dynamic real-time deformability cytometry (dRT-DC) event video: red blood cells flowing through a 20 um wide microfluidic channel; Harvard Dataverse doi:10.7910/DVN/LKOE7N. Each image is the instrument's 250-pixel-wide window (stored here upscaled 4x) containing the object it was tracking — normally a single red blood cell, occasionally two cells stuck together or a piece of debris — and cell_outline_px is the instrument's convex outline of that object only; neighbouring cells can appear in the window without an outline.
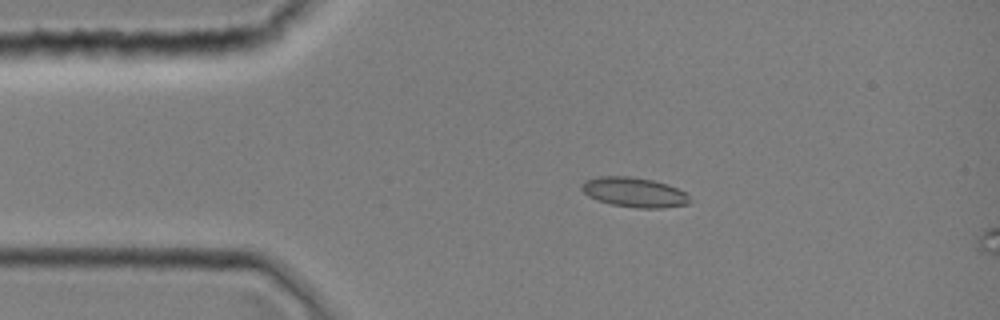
{"species": "common noctule bat (a hibernating species)", "species_latin": "Nyctalus noctula", "temperature_condition": "room temperature", "stored_images_in_passage": 1, "camera_frame_rate_fps": 3000, "um_per_image_px": 0.085, "animal": {"sex": "female", "body_mass_g": 19.0, "forearm_length_mm": 51.5}, "frame": {"image": 1, "passage_image": 1, "time_ms": 0.0, "image_size_px": [1000, 320], "cell_outline_px": [[692, 200], [688, 204], [660, 208], [636, 208], [612, 204], [588, 196], [580, 188], [584, 180], [600, 176], [632, 176], [652, 180], [668, 184], [684, 192]], "centroid_in_image_um": [53.91, 16.33], "position_along_channel_um": 31.1, "area_um2": 18.67}}